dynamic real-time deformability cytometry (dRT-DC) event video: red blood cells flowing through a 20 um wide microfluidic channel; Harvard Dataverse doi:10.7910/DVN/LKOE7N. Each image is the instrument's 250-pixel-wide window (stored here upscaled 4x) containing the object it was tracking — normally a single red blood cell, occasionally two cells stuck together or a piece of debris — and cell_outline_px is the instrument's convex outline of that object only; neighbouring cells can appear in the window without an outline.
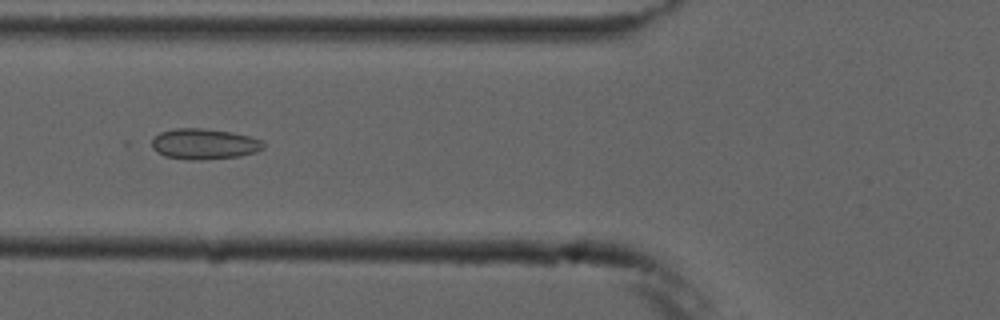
{"species": "common noctule bat (a hibernating species)", "species_latin": "Nyctalus noctula", "temperature_condition": "cold", "stored_images_in_passage": 10, "camera_frame_rate_fps": 3000, "um_per_image_px": 0.085, "animal": {"sex": "male", "forearm_length_mm": 52.5}, "frame": {"image": 1, "passage_image": 5, "time_ms": 4.667, "image_size_px": [1000, 320], "cell_outline_px": [[264, 148], [256, 152], [240, 156], [200, 160], [188, 160], [164, 156], [156, 152], [152, 148], [152, 140], [160, 132], [176, 128], [200, 128], [232, 132], [248, 136], [260, 140], [264, 144]], "centroid_in_image_um": [17.33, 12.24], "position_along_channel_um": 108.5, "area_um2": 19.94}}
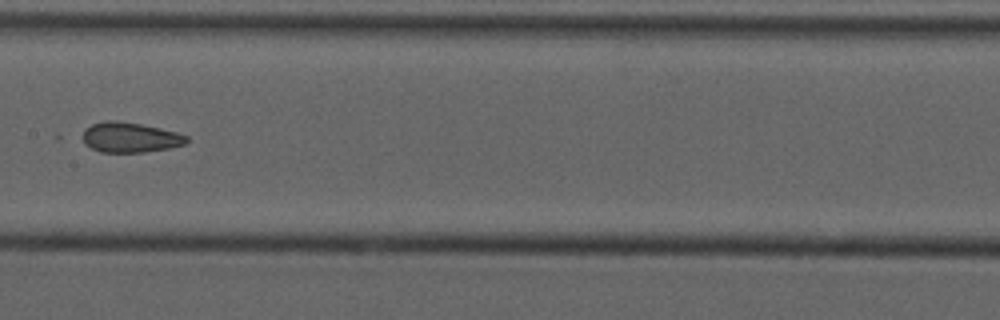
{"frame": {"image": 2, "passage_image": 7, "time_ms": 7.0, "image_size_px": [1000, 320], "cell_outline_px": [[188, 140], [184, 144], [168, 148], [144, 152], [100, 152], [84, 144], [84, 128], [92, 124], [104, 120], [116, 120], [140, 124], [160, 128], [176, 132], [188, 136]], "centroid_in_image_um": [11.04, 11.67], "position_along_channel_um": 196.4, "area_um2": 18.15}}
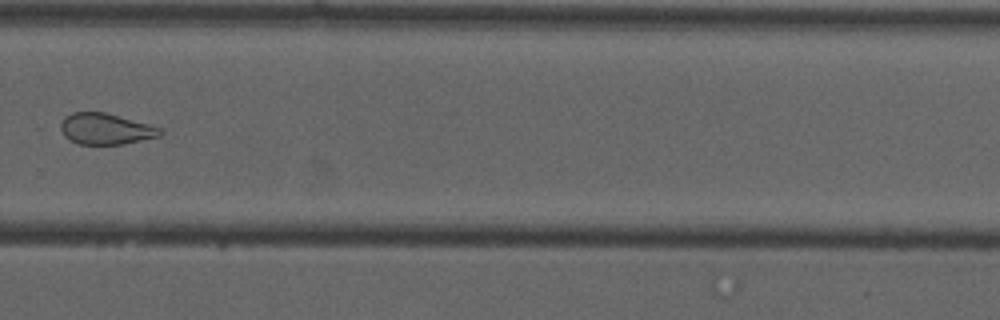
{"frame": {"image": 3, "passage_image": 10, "time_ms": 10.333, "image_size_px": [1000, 320], "cell_outline_px": [[164, 132], [160, 136], [124, 144], [76, 144], [68, 140], [64, 136], [60, 128], [60, 124], [64, 116], [72, 112], [104, 112], [164, 128]], "centroid_in_image_um": [8.98, 10.96], "position_along_channel_um": 320.8, "area_um2": 18.26}}